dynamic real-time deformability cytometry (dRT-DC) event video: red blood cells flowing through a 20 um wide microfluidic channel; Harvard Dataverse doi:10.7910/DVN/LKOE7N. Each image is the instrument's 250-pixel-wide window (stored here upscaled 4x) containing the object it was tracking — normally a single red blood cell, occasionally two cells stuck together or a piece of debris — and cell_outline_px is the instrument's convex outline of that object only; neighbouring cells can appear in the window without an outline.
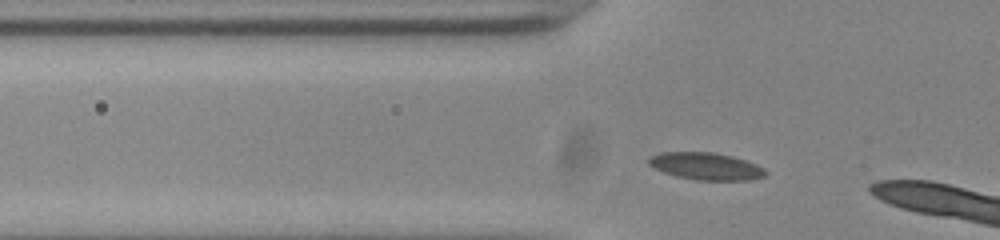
{"species": "common noctule bat (a hibernating species)", "species_latin": "Nyctalus noctula", "temperature_condition": "room temperature", "stored_images_in_passage": 11, "camera_frame_rate_fps": 3000, "um_per_image_px": 0.085, "animal": {"sex": "male", "body_mass_g": 20.0, "forearm_length_mm": 53.3}, "frame": {"image": 1, "passage_image": 5, "time_ms": 1.333, "image_size_px": [1000, 240], "cell_outline_px": [[768, 172], [764, 176], [748, 180], [696, 180], [676, 176], [664, 172], [648, 164], [648, 156], [660, 152], [712, 152], [732, 156], [756, 164], [764, 168]], "centroid_in_image_um": [59.99, 14.12], "position_along_channel_um": 65.8, "area_um2": 18.5}}
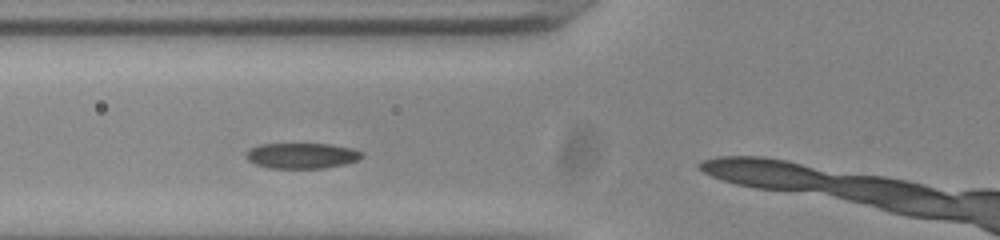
{"frame": {"image": 2, "passage_image": 8, "time_ms": 2.333, "image_size_px": [1000, 240], "cell_outline_px": [[364, 156], [356, 160], [344, 164], [324, 168], [268, 168], [256, 164], [248, 160], [244, 156], [248, 148], [260, 144], [328, 144], [352, 148], [364, 152]], "centroid_in_image_um": [25.63, 13.23], "position_along_channel_um": 100.2, "area_um2": 17.34}}